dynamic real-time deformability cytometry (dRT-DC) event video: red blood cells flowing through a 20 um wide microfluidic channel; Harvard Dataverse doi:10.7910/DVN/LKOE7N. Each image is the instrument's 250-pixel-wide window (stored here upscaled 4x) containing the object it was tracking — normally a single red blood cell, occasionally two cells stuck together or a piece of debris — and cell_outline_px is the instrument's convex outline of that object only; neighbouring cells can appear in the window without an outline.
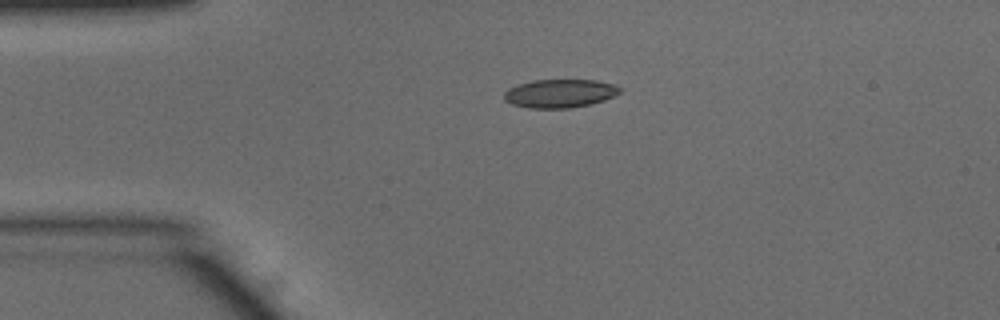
{"species": "common noctule bat (a hibernating species)", "species_latin": "Nyctalus noctula", "temperature_condition": "warm", "stored_images_in_passage": 29, "camera_frame_rate_fps": 3000, "um_per_image_px": 0.085, "animal": {"sex": "male", "body_mass_g": 15.6}, "frame": {"image": 1, "passage_image": 1, "time_ms": 0.0, "image_size_px": [1000, 320], "cell_outline_px": [[624, 88], [620, 92], [604, 100], [592, 104], [568, 108], [528, 108], [512, 104], [504, 100], [504, 92], [508, 88], [516, 84], [532, 80], [596, 80], [616, 84]], "centroid_in_image_um": [47.59, 7.93], "position_along_channel_um": 37.4, "area_um2": 19.42}}
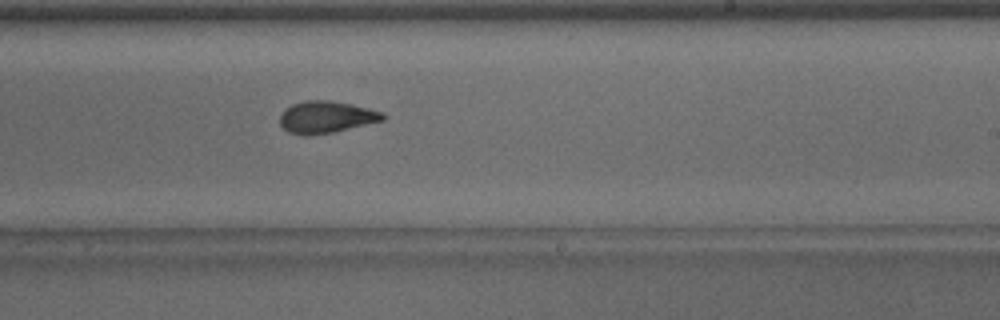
{"frame": {"image": 2, "passage_image": 20, "time_ms": 6.333, "image_size_px": [1000, 320], "cell_outline_px": [[388, 116], [384, 120], [332, 132], [308, 136], [288, 132], [280, 124], [280, 116], [292, 104], [304, 100], [328, 100], [352, 104], [384, 112]], "centroid_in_image_um": [27.76, 9.95], "position_along_channel_um": 261.2, "area_um2": 19.07}}
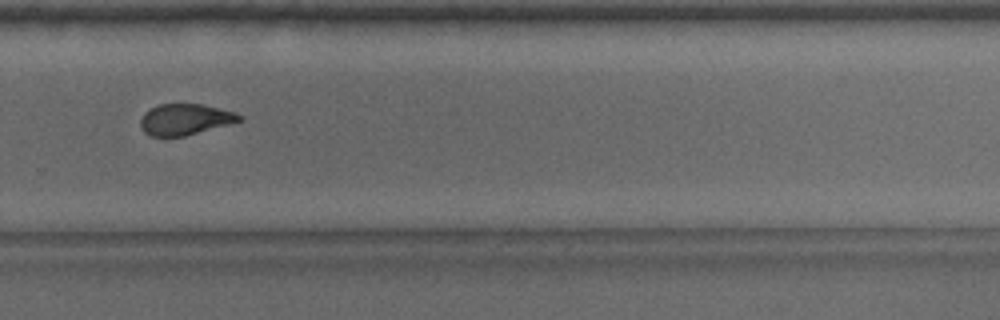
{"frame": {"image": 3, "passage_image": 24, "time_ms": 7.667, "image_size_px": [1000, 320], "cell_outline_px": [[244, 120], [184, 136], [148, 136], [140, 128], [140, 120], [144, 112], [148, 108], [160, 104], [204, 104], [236, 112], [244, 116]], "centroid_in_image_um": [15.73, 10.14], "position_along_channel_um": 314.1, "area_um2": 18.15}, "authors_computed_cell_mechanics": {"area_um2": 19.1896, "velocity_mm_per_s": 3.9792, "shape_relaxation_time_tau1_ms": 10.2812, "shape_relaxation_time_tau2_ms": 1.9154, "deformation_change_tau1": 0.2342, "deformation_change_tau2": 0.0855}}